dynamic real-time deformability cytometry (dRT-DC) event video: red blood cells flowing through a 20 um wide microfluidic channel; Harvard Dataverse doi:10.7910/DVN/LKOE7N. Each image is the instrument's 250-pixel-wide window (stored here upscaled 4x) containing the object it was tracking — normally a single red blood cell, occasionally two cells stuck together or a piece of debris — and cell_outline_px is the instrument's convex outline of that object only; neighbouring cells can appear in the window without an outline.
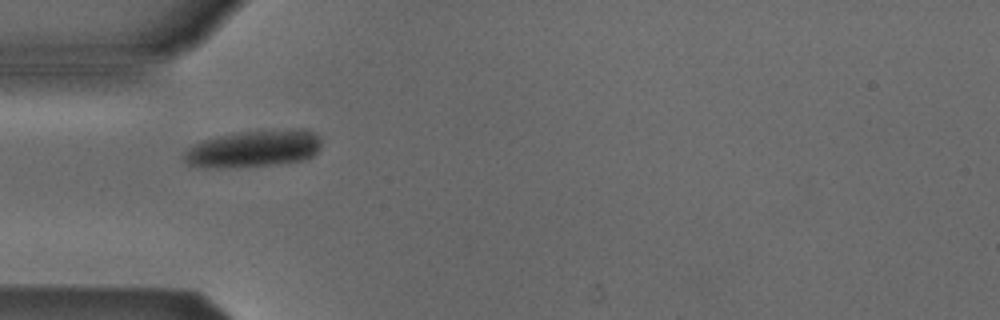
{"species": "Egyptian fruit bat (a non-hibernating species)", "species_latin": "Rousettus aegyptiacus", "temperature_condition": "cold", "stored_images_in_passage": 3, "camera_frame_rate_fps": 3000, "um_per_image_px": 0.085, "animal": {"sex": "male"}, "frame": {"image": 1, "passage_image": 1, "time_ms": 0.0, "image_size_px": [1000, 320], "cell_outline_px": [[320, 148], [312, 156], [300, 160], [272, 164], [216, 168], [204, 168], [188, 164], [184, 160], [184, 152], [188, 148], [204, 140], [236, 132], [300, 128], [312, 132], [320, 136]], "centroid_in_image_um": [21.56, 12.63], "position_along_channel_um": 63.4, "area_um2": 29.3}}
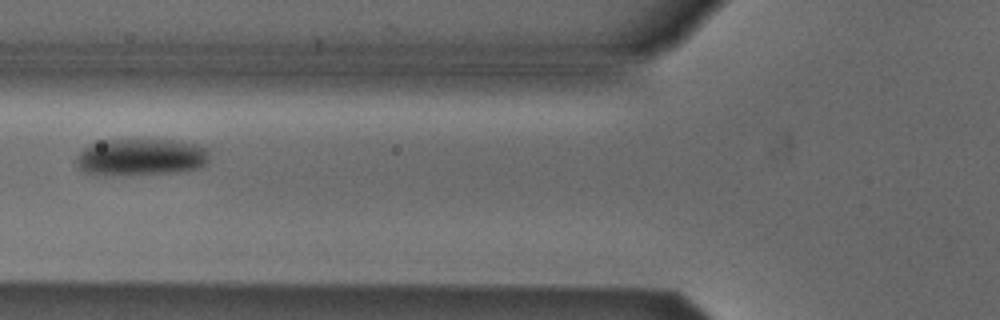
{"frame": {"image": 2, "passage_image": 2, "time_ms": 1.333, "image_size_px": [1000, 320], "cell_outline_px": [[208, 164], [200, 168], [180, 172], [84, 172], [76, 164], [76, 156], [88, 144], [100, 140], [136, 136], [172, 140], [192, 144], [208, 148]], "centroid_in_image_um": [12.01, 13.24], "position_along_channel_um": 113.8, "area_um2": 28.67}}
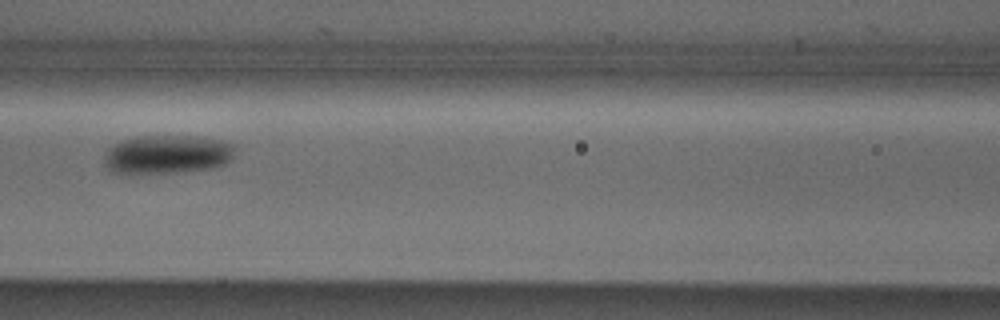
{"frame": {"image": 3, "passage_image": 3, "time_ms": 2.333, "image_size_px": [1000, 320], "cell_outline_px": [[236, 148], [232, 160], [216, 168], [176, 172], [112, 172], [104, 164], [104, 152], [112, 144], [136, 136], [196, 136], [220, 140], [232, 144]], "centroid_in_image_um": [14.24, 13.11], "position_along_channel_um": 152.4, "area_um2": 29.54}}